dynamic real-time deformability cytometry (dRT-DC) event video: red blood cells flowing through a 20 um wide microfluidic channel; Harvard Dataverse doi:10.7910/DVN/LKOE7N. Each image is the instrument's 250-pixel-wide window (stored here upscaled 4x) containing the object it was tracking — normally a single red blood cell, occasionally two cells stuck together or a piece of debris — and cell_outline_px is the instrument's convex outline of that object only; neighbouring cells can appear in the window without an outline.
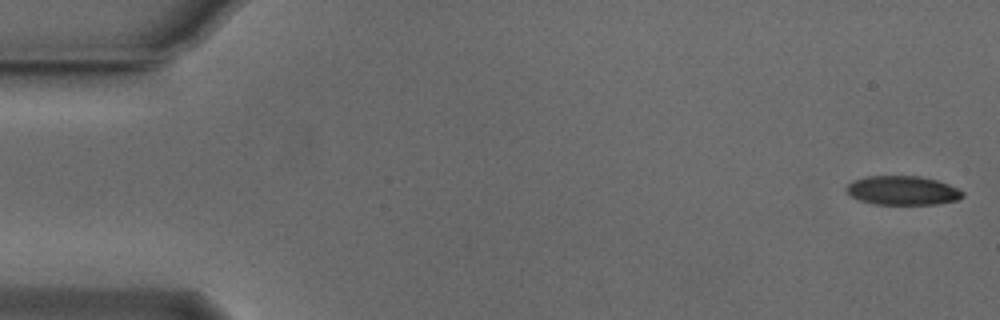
{"species": "Egyptian fruit bat (a non-hibernating species)", "species_latin": "Rousettus aegyptiacus", "temperature_condition": "cold", "stored_images_in_passage": 53, "camera_frame_rate_fps": 3000, "um_per_image_px": 0.085, "animal": {"sex": "male"}, "frame": {"image": 1, "passage_image": 1, "time_ms": 0.0, "image_size_px": [1000, 320], "cell_outline_px": [[964, 196], [956, 200], [936, 204], [872, 204], [860, 200], [852, 196], [844, 188], [852, 180], [868, 176], [920, 176], [936, 180], [948, 184], [964, 192]], "centroid_in_image_um": [76.7, 16.18], "position_along_channel_um": 8.3, "area_um2": 19.59}}
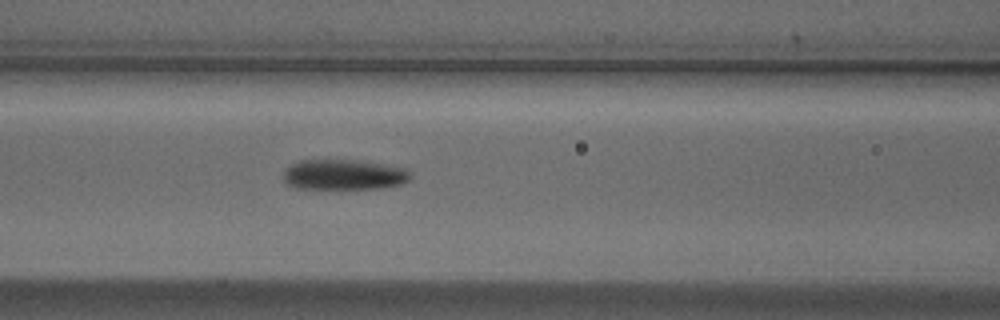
{"frame": {"image": 2, "passage_image": 22, "time_ms": 7.0, "image_size_px": [1000, 320], "cell_outline_px": [[412, 176], [408, 180], [400, 184], [380, 188], [296, 188], [288, 184], [284, 180], [284, 172], [292, 164], [300, 160], [356, 160], [404, 168]], "centroid_in_image_um": [29.21, 14.84], "position_along_channel_um": 137.4, "area_um2": 22.02}}
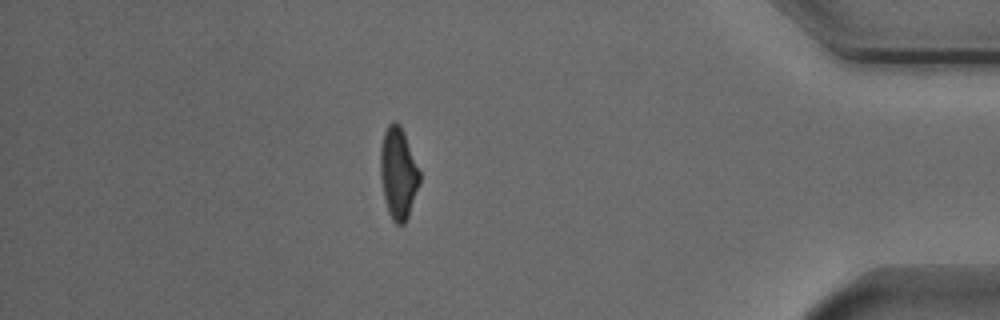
{"frame": {"image": 3, "passage_image": 46, "time_ms": 15.0, "image_size_px": [1000, 320], "cell_outline_px": [[420, 184], [408, 216], [404, 224], [396, 224], [392, 220], [388, 212], [384, 196], [380, 176], [380, 148], [384, 132], [388, 124], [392, 120], [396, 120], [400, 124], [404, 132], [420, 172]], "centroid_in_image_um": [33.85, 14.69], "position_along_channel_um": 401.4, "area_um2": 21.04}}